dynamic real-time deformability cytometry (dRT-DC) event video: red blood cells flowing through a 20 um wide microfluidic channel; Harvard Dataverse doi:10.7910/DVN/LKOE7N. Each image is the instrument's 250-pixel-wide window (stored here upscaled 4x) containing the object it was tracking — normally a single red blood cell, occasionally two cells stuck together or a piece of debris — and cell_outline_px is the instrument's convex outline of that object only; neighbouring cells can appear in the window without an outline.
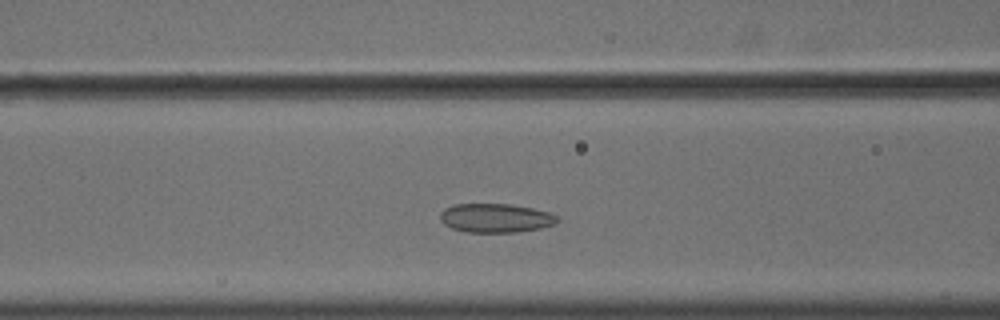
{"species": "common noctule bat (a hibernating species)", "species_latin": "Nyctalus noctula", "temperature_condition": "cold", "stored_images_in_passage": 47, "camera_frame_rate_fps": 3000, "um_per_image_px": 0.085, "animal": {"sex": "male", "body_mass_g": 18.8}, "frame": {"image": 1, "passage_image": 14, "time_ms": 4.333, "image_size_px": [1000, 320], "cell_outline_px": [[560, 220], [556, 224], [540, 228], [516, 232], [464, 232], [452, 228], [444, 224], [440, 220], [440, 212], [444, 208], [452, 204], [512, 204], [532, 208], [548, 212], [560, 216]], "centroid_in_image_um": [42.14, 18.53], "position_along_channel_um": 124.5, "area_um2": 20.0}}
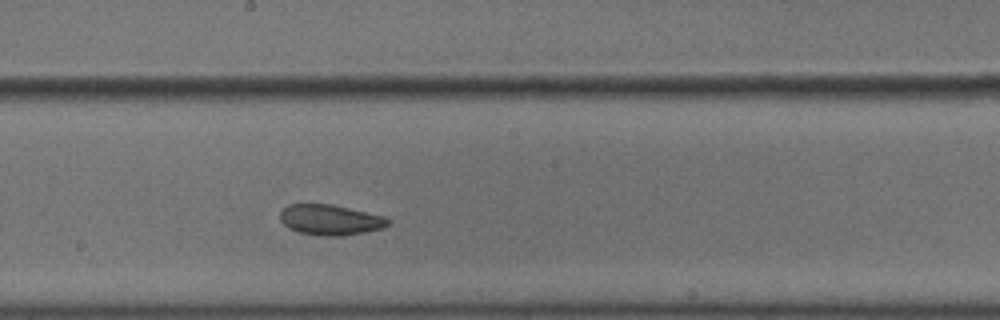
{"frame": {"image": 2, "passage_image": 22, "time_ms": 7.0, "image_size_px": [1000, 320], "cell_outline_px": [[392, 220], [384, 228], [364, 232], [340, 236], [316, 236], [296, 232], [288, 228], [280, 220], [280, 212], [288, 204], [332, 204], [384, 216]], "centroid_in_image_um": [28.06, 18.69], "position_along_channel_um": 220.1, "area_um2": 19.36}}
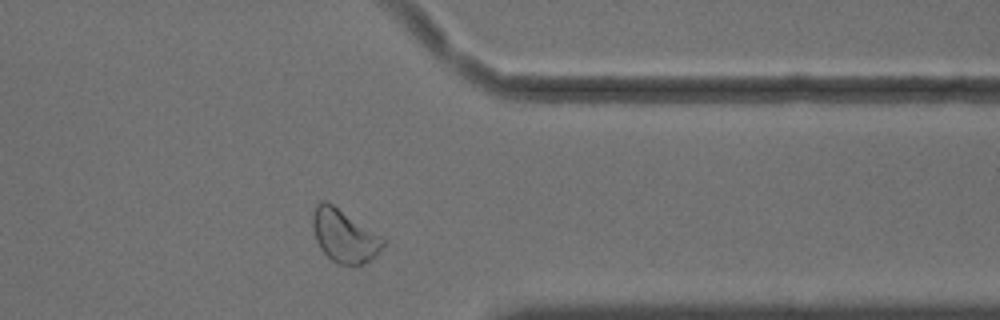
{"frame": {"image": 3, "passage_image": 36, "time_ms": 11.667, "image_size_px": [1000, 320], "cell_outline_px": [[384, 244], [376, 256], [360, 264], [340, 264], [332, 260], [320, 248], [316, 240], [312, 228], [312, 212], [316, 204], [324, 200], [332, 204], [380, 236], [384, 240]], "centroid_in_image_um": [29.21, 20.04], "position_along_channel_um": 382.2, "area_um2": 21.1}, "authors_computed_cell_mechanics": {"area_um2": 20.5768, "velocity_mm_per_s": 3.5839, "shape_relaxation_time_tau1_ms": null, "shape_relaxation_time_tau2_ms": 2.2253, "deformation_change_tau1": null, "deformation_change_tau2": 0.0584}}